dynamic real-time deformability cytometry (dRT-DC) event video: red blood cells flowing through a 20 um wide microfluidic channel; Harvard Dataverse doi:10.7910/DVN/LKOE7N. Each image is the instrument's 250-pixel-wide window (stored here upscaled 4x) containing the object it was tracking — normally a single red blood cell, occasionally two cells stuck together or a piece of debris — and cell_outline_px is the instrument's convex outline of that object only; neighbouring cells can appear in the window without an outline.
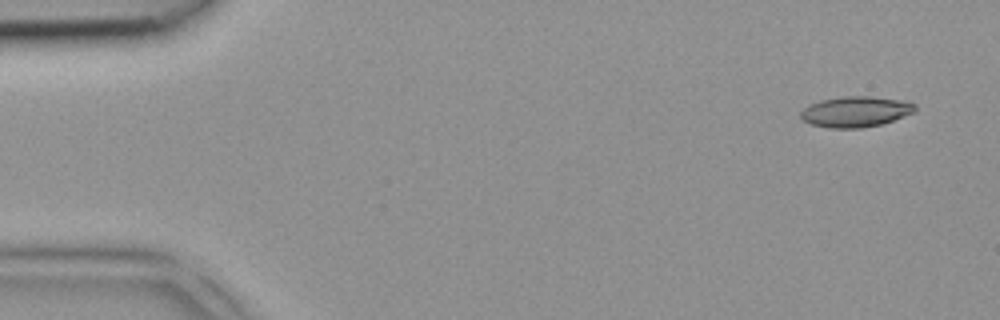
{"species": "common noctule bat (a hibernating species)", "species_latin": "Nyctalus noctula", "temperature_condition": "room temperature", "stored_images_in_passage": 4, "camera_frame_rate_fps": 3000, "um_per_image_px": 0.085, "animal": {"sex": "female", "body_mass_g": 18.4}, "frame": {"image": 1, "passage_image": 1, "time_ms": 0.0, "image_size_px": [1000, 320], "cell_outline_px": [[916, 112], [880, 124], [860, 128], [828, 128], [812, 124], [804, 120], [800, 116], [800, 112], [808, 104], [820, 100], [844, 96], [872, 96], [908, 100], [916, 104]], "centroid_in_image_um": [72.76, 9.47], "position_along_channel_um": 12.2, "area_um2": 20.63}}
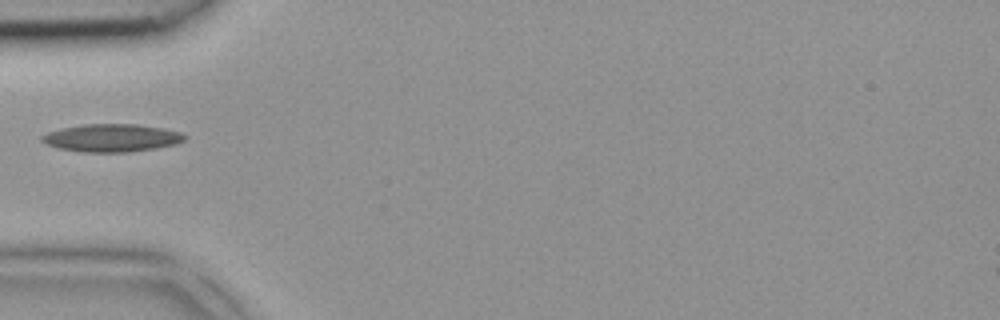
{"frame": {"image": 2, "passage_image": 4, "time_ms": 1.0, "image_size_px": [1000, 320], "cell_outline_px": [[188, 136], [184, 140], [176, 144], [156, 148], [128, 152], [80, 152], [60, 148], [48, 144], [40, 140], [40, 136], [48, 132], [64, 128], [84, 124], [136, 124], [164, 128], [180, 132]], "centroid_in_image_um": [9.52, 11.72], "position_along_channel_um": 75.5, "area_um2": 23.06}}